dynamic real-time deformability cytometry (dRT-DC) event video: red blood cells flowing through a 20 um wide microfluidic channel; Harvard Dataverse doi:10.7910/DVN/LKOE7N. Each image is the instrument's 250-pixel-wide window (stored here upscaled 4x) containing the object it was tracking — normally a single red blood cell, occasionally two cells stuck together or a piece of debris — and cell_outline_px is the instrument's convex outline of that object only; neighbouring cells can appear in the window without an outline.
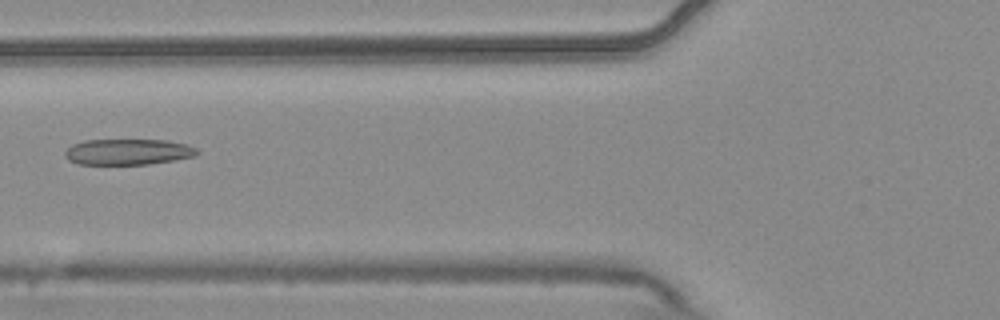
{"species": "common noctule bat (a hibernating species)", "species_latin": "Nyctalus noctula", "temperature_condition": "warm", "stored_images_in_passage": 8, "camera_frame_rate_fps": 3000, "um_per_image_px": 0.085, "animal": {"sex": "male", "body_mass_g": 20.4}, "frame": {"image": 1, "passage_image": 6, "time_ms": 1.667, "image_size_px": [1000, 320], "cell_outline_px": [[200, 152], [196, 156], [148, 164], [76, 164], [68, 160], [64, 156], [64, 152], [72, 144], [84, 140], [168, 140], [188, 144], [196, 148]], "centroid_in_image_um": [10.87, 12.9], "position_along_channel_um": 114.9, "area_um2": 20.06}}
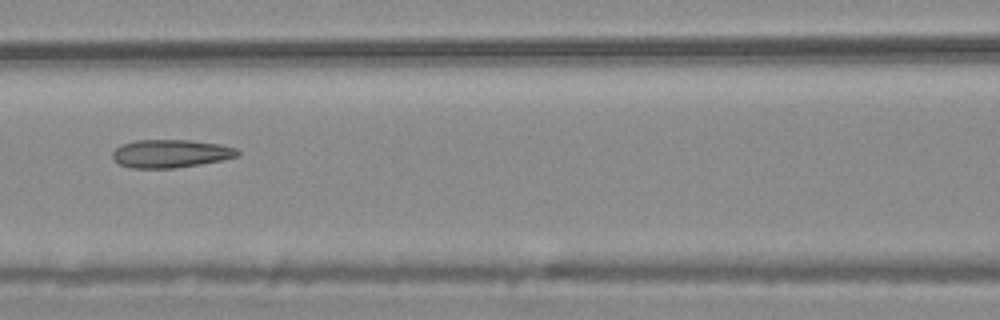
{"frame": {"image": 2, "passage_image": 7, "time_ms": 2.0, "image_size_px": [1000, 320], "cell_outline_px": [[240, 156], [200, 164], [176, 168], [132, 168], [120, 164], [112, 160], [112, 152], [116, 148], [124, 144], [136, 140], [192, 140], [220, 144], [236, 148], [240, 152]], "centroid_in_image_um": [14.51, 13.05], "position_along_channel_um": 152.1, "area_um2": 20.52}}
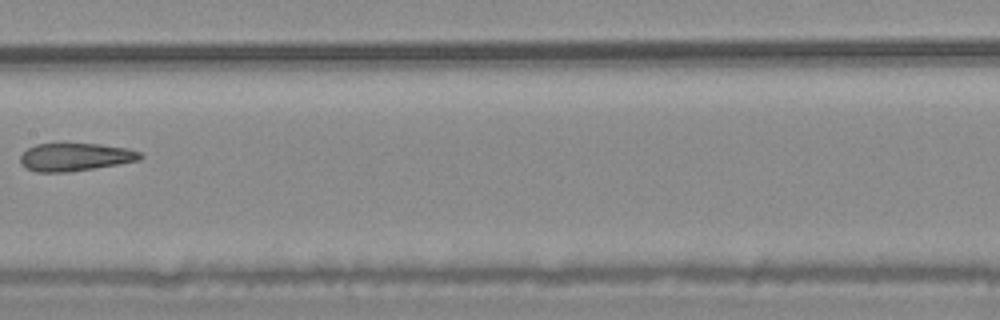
{"frame": {"image": 3, "passage_image": 8, "time_ms": 2.333, "image_size_px": [1000, 320], "cell_outline_px": [[144, 156], [140, 160], [68, 172], [36, 172], [24, 168], [20, 164], [20, 156], [28, 148], [36, 144], [100, 144], [124, 148], [140, 152]], "centroid_in_image_um": [6.34, 13.35], "position_along_channel_um": 201.1, "area_um2": 19.31}}